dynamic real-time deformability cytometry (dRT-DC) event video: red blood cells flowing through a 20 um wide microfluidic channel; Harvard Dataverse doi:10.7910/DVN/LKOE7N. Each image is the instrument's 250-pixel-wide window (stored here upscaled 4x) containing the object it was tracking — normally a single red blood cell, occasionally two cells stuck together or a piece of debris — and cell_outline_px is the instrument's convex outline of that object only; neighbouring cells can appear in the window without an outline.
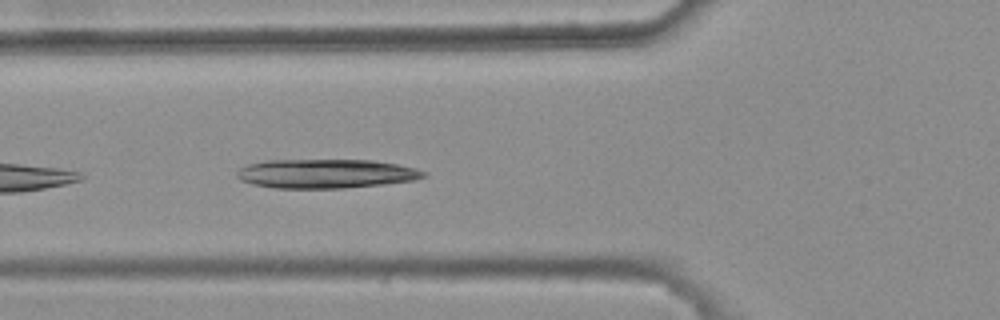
{"species": "common noctule bat (a hibernating species)", "species_latin": "Nyctalus noctula", "temperature_condition": "warm", "stored_images_in_passage": 4, "camera_frame_rate_fps": 3000, "um_per_image_px": 0.085, "animal": {"sex": "female", "body_mass_g": 25.1}, "frame": {"image": 1, "passage_image": 4, "time_ms": 1.0, "image_size_px": [1000, 320], "cell_outline_px": [[428, 176], [412, 180], [384, 184], [344, 188], [272, 188], [252, 184], [240, 180], [236, 176], [236, 172], [240, 168], [248, 164], [264, 160], [372, 160], [396, 164], [416, 168], [428, 172]], "centroid_in_image_um": [27.69, 14.76], "position_along_channel_um": 98.1, "area_um2": 31.85}}